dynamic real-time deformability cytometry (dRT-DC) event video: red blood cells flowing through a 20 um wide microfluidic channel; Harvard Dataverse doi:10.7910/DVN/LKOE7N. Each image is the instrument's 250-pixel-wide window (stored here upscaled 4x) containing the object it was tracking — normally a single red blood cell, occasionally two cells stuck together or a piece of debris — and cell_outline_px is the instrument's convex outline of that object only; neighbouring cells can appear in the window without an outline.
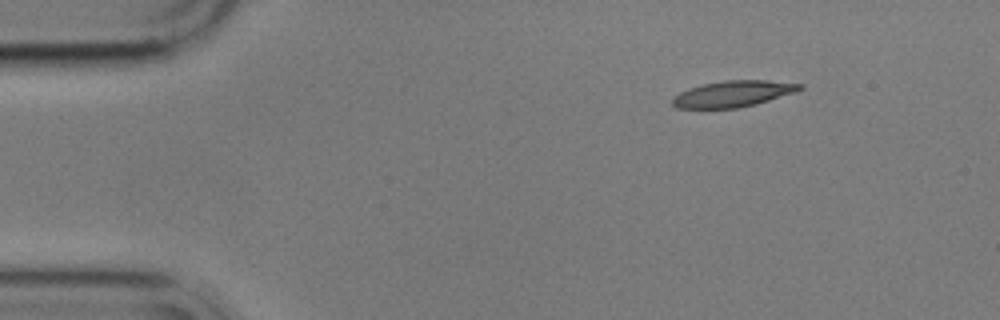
{"species": "common noctule bat (a hibernating species)", "species_latin": "Nyctalus noctula", "temperature_condition": "cold", "stored_images_in_passage": 50, "camera_frame_rate_fps": 3000, "um_per_image_px": 0.085, "animal": {"sex": "male", "body_mass_g": 17.9}, "frame": {"image": 1, "passage_image": 1, "time_ms": 0.0, "image_size_px": [1000, 320], "cell_outline_px": [[804, 88], [796, 92], [756, 104], [736, 108], [676, 108], [672, 104], [672, 96], [688, 88], [704, 84], [724, 80], [768, 80], [804, 84]], "centroid_in_image_um": [62.32, 7.97], "position_along_channel_um": 22.7, "area_um2": 19.54}}
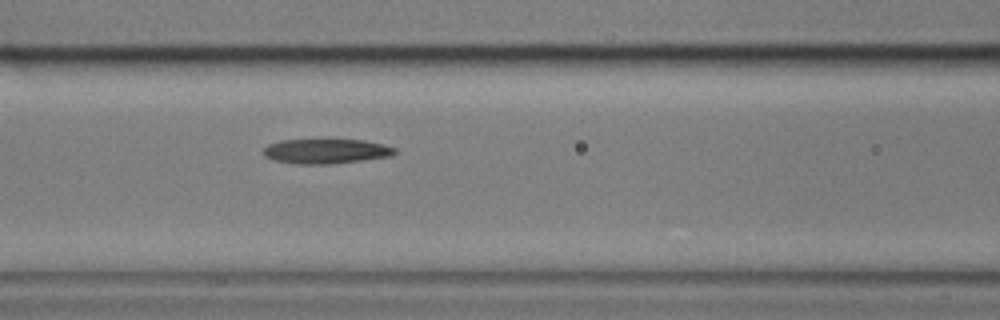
{"frame": {"image": 2, "passage_image": 17, "time_ms": 5.333, "image_size_px": [1000, 320], "cell_outline_px": [[396, 152], [388, 156], [360, 160], [328, 164], [296, 164], [272, 160], [264, 156], [260, 152], [268, 144], [280, 140], [364, 140], [384, 144], [396, 148]], "centroid_in_image_um": [27.63, 12.85], "position_along_channel_um": 139.0, "area_um2": 18.9}}
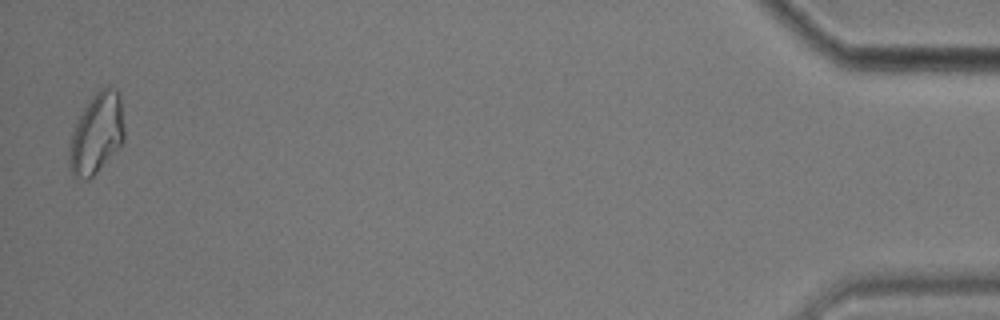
{"frame": {"image": 3, "passage_image": 49, "time_ms": 16.0, "image_size_px": [1000, 320], "cell_outline_px": [[124, 140], [96, 172], [88, 180], [84, 180], [72, 176], [68, 160], [68, 156], [72, 132], [84, 108], [92, 96], [100, 88], [108, 84], [120, 96], [124, 128]], "centroid_in_image_um": [8.19, 11.35], "position_along_channel_um": 427.0, "area_um2": 25.43}}